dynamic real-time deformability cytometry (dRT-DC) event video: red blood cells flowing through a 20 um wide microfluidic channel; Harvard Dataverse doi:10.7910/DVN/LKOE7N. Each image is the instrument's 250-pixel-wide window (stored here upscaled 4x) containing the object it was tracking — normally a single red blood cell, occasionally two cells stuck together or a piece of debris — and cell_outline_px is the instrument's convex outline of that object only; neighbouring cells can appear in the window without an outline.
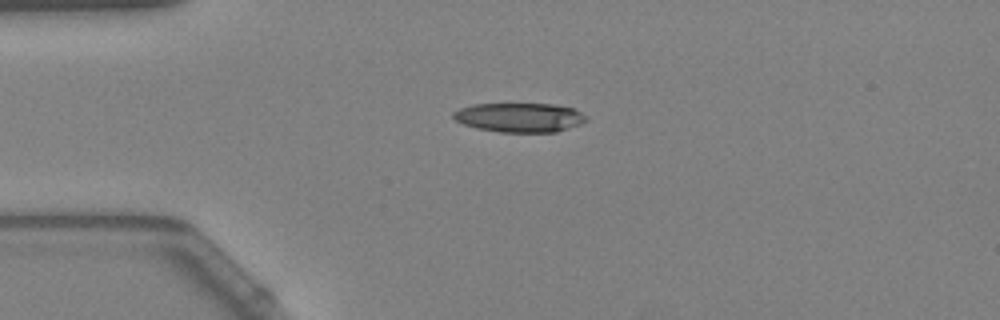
{"species": "Egyptian fruit bat (a non-hibernating species)", "species_latin": "Rousettus aegyptiacus", "temperature_condition": "warm", "stored_images_in_passage": 5, "camera_frame_rate_fps": 3000, "um_per_image_px": 0.085, "animal": {"sex": "female"}, "frame": {"image": 1, "passage_image": 1, "time_ms": 0.0, "image_size_px": [1000, 320], "cell_outline_px": [[588, 120], [580, 124], [556, 132], [500, 132], [476, 128], [464, 124], [456, 120], [452, 116], [452, 112], [460, 108], [472, 104], [556, 104], [572, 108], [588, 116]], "centroid_in_image_um": [44.17, 9.98], "position_along_channel_um": 40.8, "area_um2": 22.72}}